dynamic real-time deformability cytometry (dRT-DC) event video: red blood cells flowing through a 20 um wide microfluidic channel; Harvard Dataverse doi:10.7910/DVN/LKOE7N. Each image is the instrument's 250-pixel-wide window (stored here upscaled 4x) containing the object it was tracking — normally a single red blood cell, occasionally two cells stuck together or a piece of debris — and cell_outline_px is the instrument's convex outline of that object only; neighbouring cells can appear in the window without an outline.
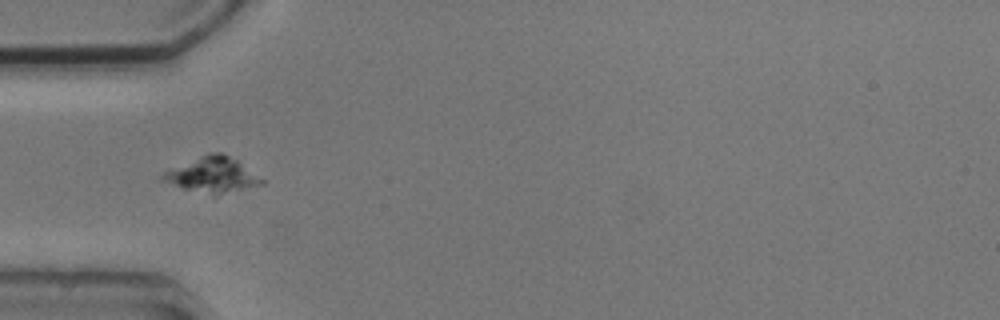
{"species": "common noctule bat (a hibernating species)", "species_latin": "Nyctalus noctula", "temperature_condition": "cold", "stored_images_in_passage": 3, "camera_frame_rate_fps": 3000, "um_per_image_px": 0.085, "animal": {"sex": "male", "body_mass_g": 20.5, "forearm_length_mm": 52.5}, "frame": {"image": 1, "passage_image": 1, "time_ms": 0.0, "image_size_px": [1000, 320], "cell_outline_px": [[264, 184], [220, 192], [216, 192], [184, 188], [160, 180], [156, 176], [168, 168], [212, 152], [220, 152], [236, 160], [264, 180]], "centroid_in_image_um": [17.95, 14.8], "position_along_channel_um": 67.1, "area_um2": 19.31}}